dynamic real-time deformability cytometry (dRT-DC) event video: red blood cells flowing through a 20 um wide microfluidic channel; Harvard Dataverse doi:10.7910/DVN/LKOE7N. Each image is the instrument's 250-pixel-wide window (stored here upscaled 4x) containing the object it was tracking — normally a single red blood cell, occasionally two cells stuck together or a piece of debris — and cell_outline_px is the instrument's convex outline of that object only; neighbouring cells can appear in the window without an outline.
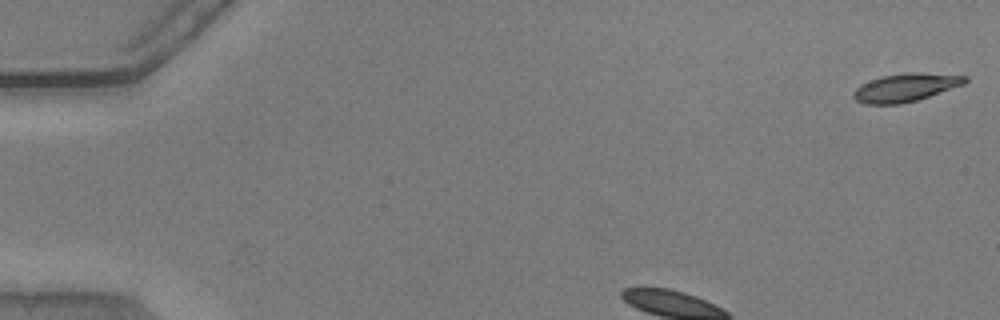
{"species": "common noctule bat (a hibernating species)", "species_latin": "Nyctalus noctula", "temperature_condition": "warm", "stored_images_in_passage": 6, "camera_frame_rate_fps": 3000, "um_per_image_px": 0.085, "animal": {"sex": "male", "body_mass_g": 20.5, "forearm_length_mm": 52.5}, "frame": {"image": 1, "passage_image": 1, "time_ms": 0.0, "image_size_px": [1000, 320], "cell_outline_px": [[968, 80], [964, 84], [916, 100], [900, 104], [864, 104], [856, 100], [852, 96], [852, 92], [860, 84], [884, 76], [904, 72], [920, 72], [968, 76]], "centroid_in_image_um": [76.95, 7.43], "position_along_channel_um": 8.0, "area_um2": 18.21}}